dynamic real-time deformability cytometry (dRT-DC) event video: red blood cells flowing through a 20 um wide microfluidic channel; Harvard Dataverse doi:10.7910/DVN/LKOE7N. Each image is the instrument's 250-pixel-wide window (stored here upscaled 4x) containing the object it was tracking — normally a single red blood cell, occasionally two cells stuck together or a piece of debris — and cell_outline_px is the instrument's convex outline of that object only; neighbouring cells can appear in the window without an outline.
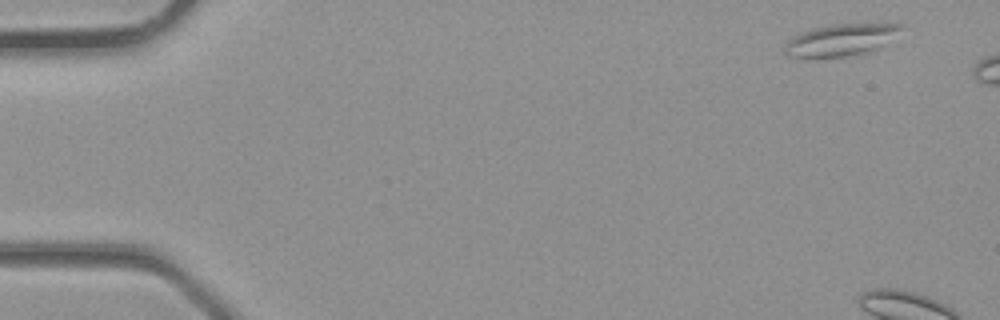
{"species": "common noctule bat (a hibernating species)", "species_latin": "Nyctalus noctula", "temperature_condition": "room temperature", "stored_images_in_passage": 4, "camera_frame_rate_fps": 3000, "um_per_image_px": 0.085, "animal": {"sex": "male", "body_mass_g": 23.1, "forearm_length_mm": 52.7}, "frame": {"image": 1, "passage_image": 1, "time_ms": 0.0, "image_size_px": [1000, 320], "cell_outline_px": [[904, 28], [880, 48], [860, 56], [808, 60], [788, 56], [784, 52], [784, 44], [792, 36], [816, 28], [836, 24], [900, 24]], "centroid_in_image_um": [71.42, 3.47], "position_along_channel_um": 13.6, "area_um2": 22.37}}